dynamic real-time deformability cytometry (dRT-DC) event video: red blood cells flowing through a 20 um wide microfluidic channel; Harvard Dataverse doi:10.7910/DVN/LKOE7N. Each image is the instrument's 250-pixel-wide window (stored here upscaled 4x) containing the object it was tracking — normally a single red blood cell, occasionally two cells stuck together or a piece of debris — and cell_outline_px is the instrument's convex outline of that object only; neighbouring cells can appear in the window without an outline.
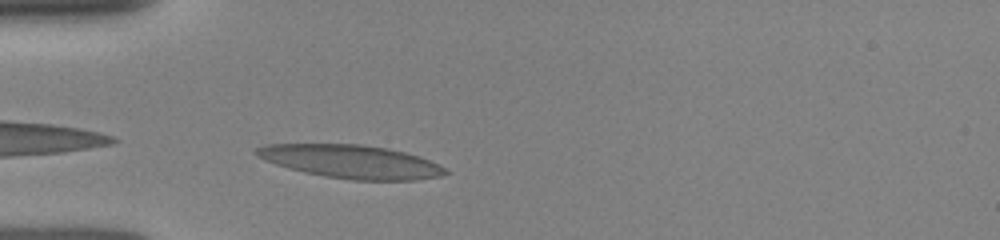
{"species": "human", "species_latin": "Homo sapiens", "temperature_condition": "room temperature", "stored_images_in_passage": 2, "camera_frame_rate_fps": 3000, "um_per_image_px": 0.085, "donor": {"sex": "female"}, "frame": {"image": 1, "passage_image": 2, "time_ms": 0.667, "image_size_px": [1000, 240], "cell_outline_px": [[452, 172], [440, 176], [416, 180], [352, 180], [324, 176], [304, 172], [288, 168], [264, 160], [256, 152], [256, 148], [264, 144], [360, 144], [384, 148], [404, 152], [428, 160]], "centroid_in_image_um": [29.83, 13.74], "position_along_channel_um": 55.2, "area_um2": 36.3}}